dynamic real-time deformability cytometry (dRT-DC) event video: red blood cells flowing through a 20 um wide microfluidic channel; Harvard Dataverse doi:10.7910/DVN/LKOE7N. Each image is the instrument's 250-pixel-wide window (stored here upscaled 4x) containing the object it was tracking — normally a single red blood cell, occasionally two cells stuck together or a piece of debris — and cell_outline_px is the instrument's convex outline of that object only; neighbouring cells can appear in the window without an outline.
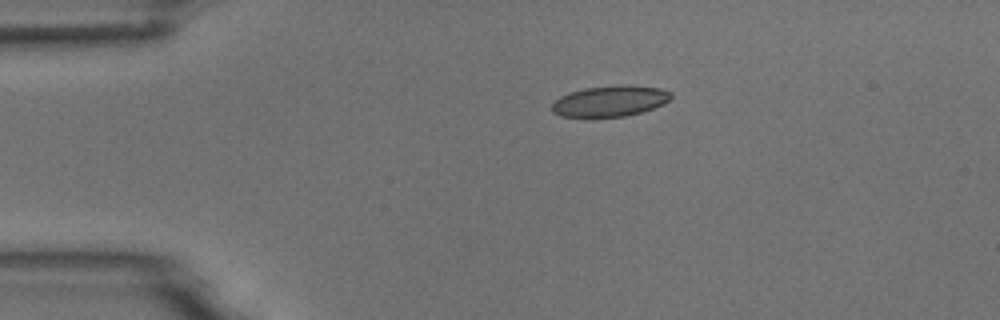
{"species": "common noctule bat (a hibernating species)", "species_latin": "Nyctalus noctula", "temperature_condition": "room temperature", "stored_images_in_passage": 10, "camera_frame_rate_fps": 3000, "um_per_image_px": 0.085, "animal": {"sex": "male", "body_mass_g": 18.8}, "frame": {"image": 1, "passage_image": 4, "time_ms": 1.0, "image_size_px": [1000, 320], "cell_outline_px": [[672, 96], [664, 104], [640, 112], [624, 116], [560, 116], [552, 112], [552, 104], [560, 96], [584, 88], [616, 84], [628, 84], [660, 88], [672, 92]], "centroid_in_image_um": [51.88, 8.56], "position_along_channel_um": 33.1, "area_um2": 21.33}}
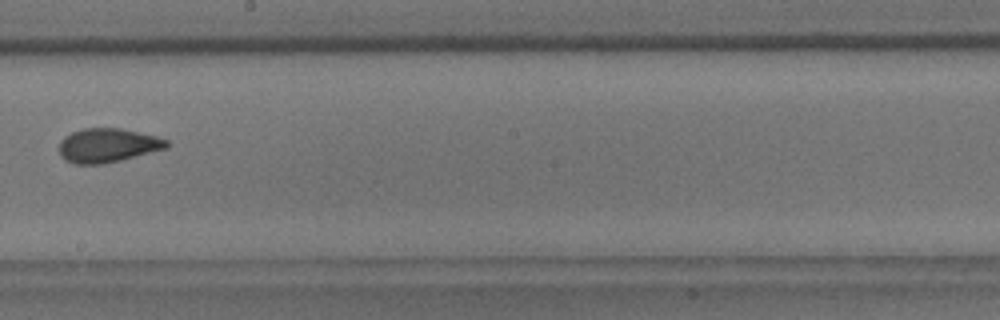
{"frame": {"image": 2, "passage_image": 9, "time_ms": 2.667, "image_size_px": [1000, 320], "cell_outline_px": [[168, 148], [104, 164], [72, 164], [64, 160], [60, 156], [60, 140], [64, 136], [72, 132], [84, 128], [120, 128], [156, 136], [168, 140]], "centroid_in_image_um": [9.13, 12.36], "position_along_channel_um": 239.1, "area_um2": 21.39}}
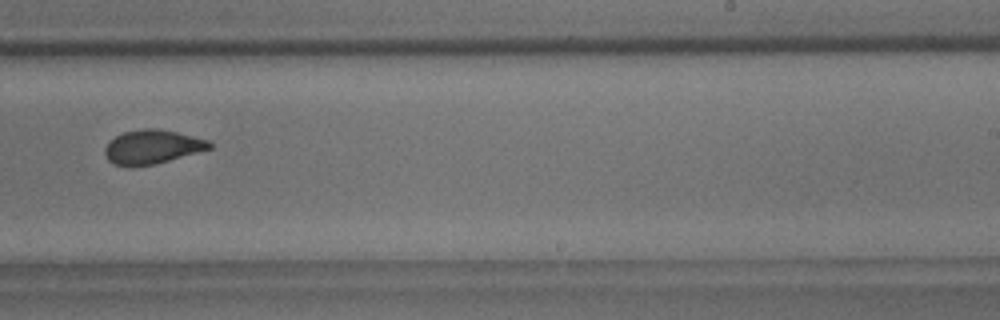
{"frame": {"image": 3, "passage_image": 10, "time_ms": 3.0, "image_size_px": [1000, 320], "cell_outline_px": [[212, 148], [156, 164], [132, 168], [128, 168], [112, 164], [108, 160], [104, 152], [104, 148], [108, 140], [124, 132], [144, 128], [160, 128], [208, 140], [212, 144]], "centroid_in_image_um": [12.88, 12.51], "position_along_channel_um": 276.1, "area_um2": 21.1}}